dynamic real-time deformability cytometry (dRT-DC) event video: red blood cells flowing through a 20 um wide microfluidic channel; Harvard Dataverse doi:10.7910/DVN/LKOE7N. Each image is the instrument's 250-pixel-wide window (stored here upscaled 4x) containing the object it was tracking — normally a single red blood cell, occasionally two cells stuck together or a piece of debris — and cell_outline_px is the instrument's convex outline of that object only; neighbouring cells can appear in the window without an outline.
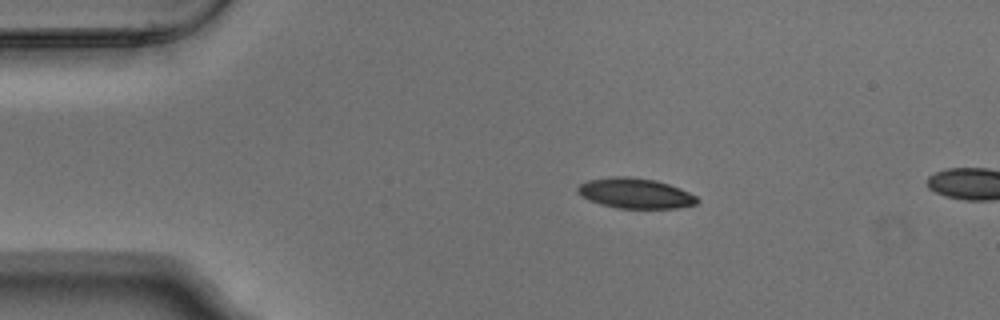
{"species": "Egyptian fruit bat (a non-hibernating species)", "species_latin": "Rousettus aegyptiacus", "temperature_condition": "warm", "stored_images_in_passage": 4, "camera_frame_rate_fps": 3000, "um_per_image_px": 0.085, "animal": {"sex": "male"}, "frame": {"image": 1, "passage_image": 2, "time_ms": 0.333, "image_size_px": [1000, 320], "cell_outline_px": [[700, 200], [696, 204], [680, 208], [616, 208], [600, 204], [588, 200], [580, 196], [576, 192], [576, 188], [580, 184], [588, 180], [612, 176], [628, 176], [656, 180], [680, 188], [696, 196]], "centroid_in_image_um": [53.97, 16.43], "position_along_channel_um": 31.0, "area_um2": 21.27}}